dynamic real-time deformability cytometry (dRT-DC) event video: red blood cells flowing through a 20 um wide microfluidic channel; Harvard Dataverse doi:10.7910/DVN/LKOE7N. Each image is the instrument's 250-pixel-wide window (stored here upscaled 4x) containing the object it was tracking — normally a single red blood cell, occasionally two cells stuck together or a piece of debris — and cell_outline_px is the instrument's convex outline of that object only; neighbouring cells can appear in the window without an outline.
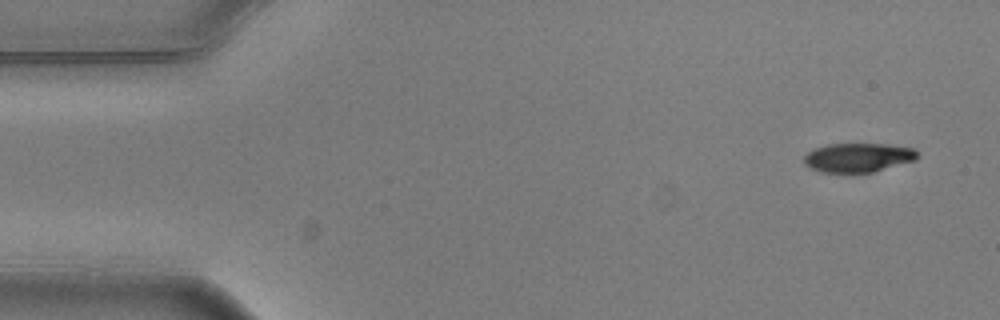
{"species": "common noctule bat (a hibernating species)", "species_latin": "Nyctalus noctula", "temperature_condition": "warm", "stored_images_in_passage": 3, "camera_frame_rate_fps": 3000, "um_per_image_px": 0.085, "animal": {"sex": "male", "body_mass_g": 20.5, "forearm_length_mm": 52.5}, "frame": {"image": 1, "passage_image": 1, "time_ms": 0.0, "image_size_px": [1000, 320], "cell_outline_px": [[920, 156], [916, 160], [872, 172], [852, 176], [820, 172], [804, 164], [804, 156], [808, 152], [816, 148], [828, 144], [888, 144], [916, 148], [920, 152]], "centroid_in_image_um": [72.97, 13.43], "position_along_channel_um": 12.0, "area_um2": 20.06}}